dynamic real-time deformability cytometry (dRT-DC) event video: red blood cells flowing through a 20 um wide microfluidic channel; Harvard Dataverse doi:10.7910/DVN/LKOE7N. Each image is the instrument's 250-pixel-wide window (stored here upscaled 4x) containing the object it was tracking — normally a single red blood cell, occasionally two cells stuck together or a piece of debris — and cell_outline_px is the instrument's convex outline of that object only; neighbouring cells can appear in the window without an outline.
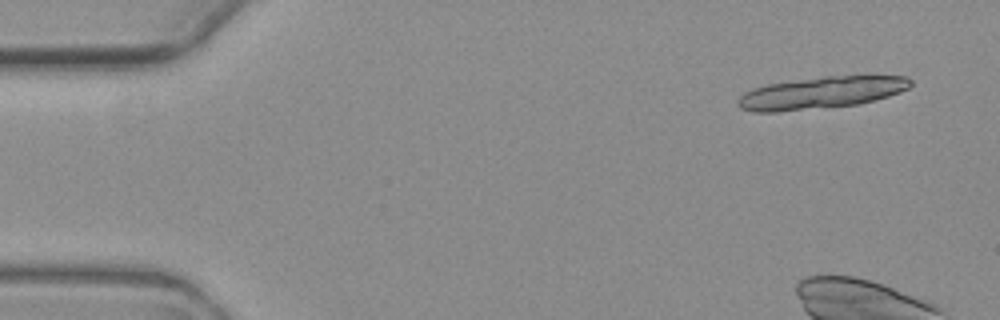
{"species": "common noctule bat (a hibernating species)", "species_latin": "Nyctalus noctula", "temperature_condition": "warm", "stored_images_in_passage": 4, "camera_frame_rate_fps": 3000, "um_per_image_px": 0.085, "animal": {"sex": "female", "body_mass_g": 19.3, "forearm_length_mm": 54.1}, "frame": {"image": 1, "passage_image": 1, "time_ms": 0.0, "image_size_px": [1000, 320], "cell_outline_px": [[912, 84], [908, 88], [900, 92], [876, 100], [856, 104], [776, 112], [752, 112], [740, 108], [736, 104], [736, 100], [744, 92], [752, 88], [768, 84], [824, 76], [908, 76], [912, 80]], "centroid_in_image_um": [69.77, 7.88], "position_along_channel_um": 15.2, "area_um2": 32.08}}